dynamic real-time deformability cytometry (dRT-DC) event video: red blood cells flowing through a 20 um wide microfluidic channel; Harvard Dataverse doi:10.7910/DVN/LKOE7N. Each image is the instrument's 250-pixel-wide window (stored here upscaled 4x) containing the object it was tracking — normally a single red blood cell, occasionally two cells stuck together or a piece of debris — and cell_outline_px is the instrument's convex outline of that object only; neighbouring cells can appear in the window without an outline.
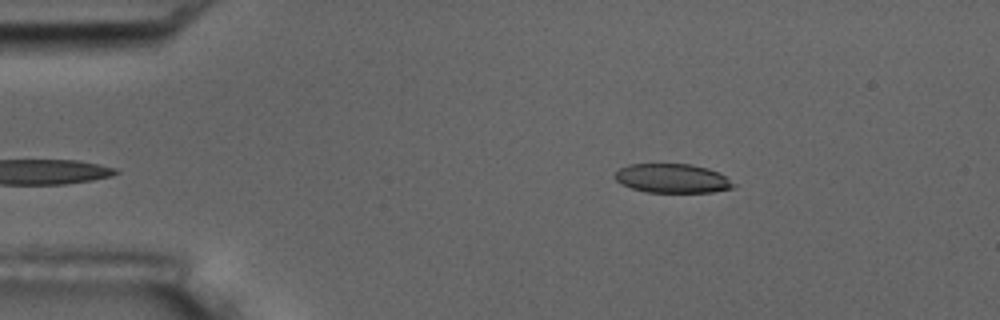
{"species": "common noctule bat (a hibernating species)", "species_latin": "Nyctalus noctula", "temperature_condition": "room temperature", "stored_images_in_passage": 5, "camera_frame_rate_fps": 3000, "um_per_image_px": 0.085, "animal": {"sex": "male", "body_mass_g": 17.5, "forearm_length_mm": 52.3}, "frame": {"image": 1, "passage_image": 5, "time_ms": 4.667, "image_size_px": [1000, 320], "cell_outline_px": [[736, 184], [732, 188], [712, 192], [644, 192], [632, 188], [616, 180], [612, 176], [620, 168], [628, 164], [692, 164], [708, 168], [724, 176]], "centroid_in_image_um": [57.12, 15.16], "position_along_channel_um": 27.9, "area_um2": 20.0}}